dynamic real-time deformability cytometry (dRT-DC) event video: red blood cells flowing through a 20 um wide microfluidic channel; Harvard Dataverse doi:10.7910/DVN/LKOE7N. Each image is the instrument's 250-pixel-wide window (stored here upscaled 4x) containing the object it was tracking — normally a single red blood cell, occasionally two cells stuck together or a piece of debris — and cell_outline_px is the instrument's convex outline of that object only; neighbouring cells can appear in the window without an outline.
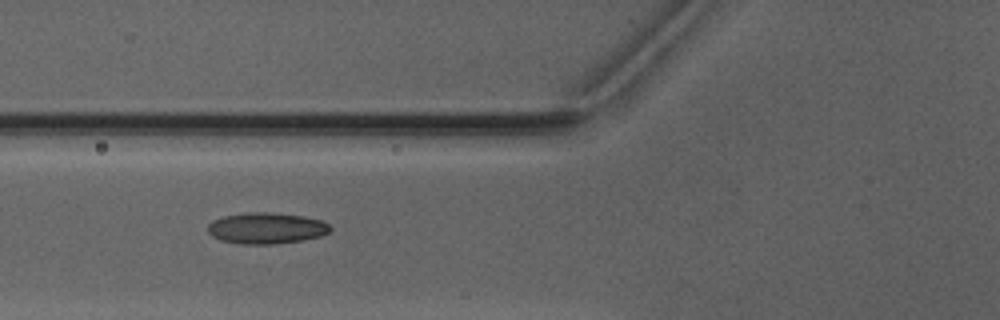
{"species": "Egyptian fruit bat (a non-hibernating species)", "species_latin": "Rousettus aegyptiacus", "temperature_condition": "warm", "stored_images_in_passage": 7, "camera_frame_rate_fps": 3000, "um_per_image_px": 0.085, "animal": {"sex": "male"}, "frame": {"image": 1, "passage_image": 6, "time_ms": 6.667, "image_size_px": [1000, 320], "cell_outline_px": [[332, 228], [328, 232], [320, 236], [304, 240], [272, 244], [240, 244], [220, 240], [212, 236], [208, 232], [208, 224], [212, 220], [224, 216], [248, 212], [264, 212], [304, 216], [320, 220], [328, 224]], "centroid_in_image_um": [22.62, 19.4], "position_along_channel_um": 103.2, "area_um2": 22.2}}
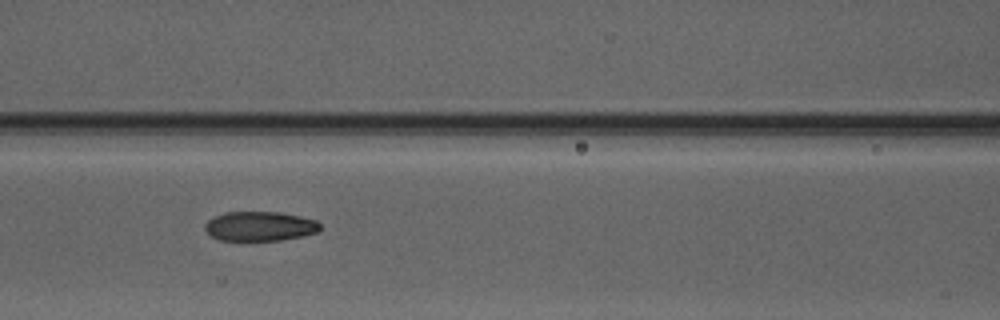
{"frame": {"image": 2, "passage_image": 7, "time_ms": 7.667, "image_size_px": [1000, 320], "cell_outline_px": [[320, 228], [316, 232], [304, 236], [280, 240], [220, 240], [212, 236], [204, 228], [204, 224], [212, 216], [224, 212], [280, 212], [300, 216], [316, 220], [320, 224]], "centroid_in_image_um": [22.07, 19.22], "position_along_channel_um": 144.5, "area_um2": 19.83}}